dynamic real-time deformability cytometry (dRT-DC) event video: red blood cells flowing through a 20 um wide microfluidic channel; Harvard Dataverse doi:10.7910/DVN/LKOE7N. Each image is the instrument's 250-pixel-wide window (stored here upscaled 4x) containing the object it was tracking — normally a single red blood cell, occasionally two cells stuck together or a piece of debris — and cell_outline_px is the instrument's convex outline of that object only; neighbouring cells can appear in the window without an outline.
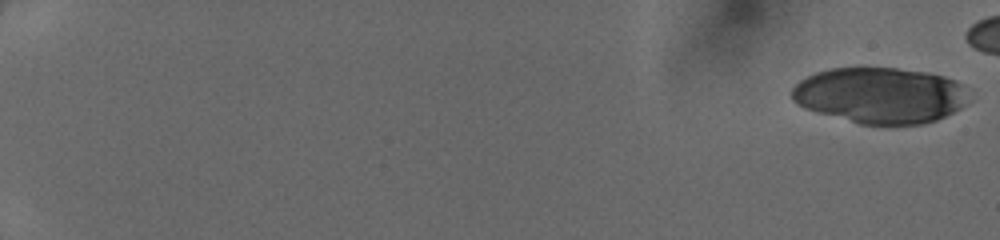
{"species": "human", "species_latin": "Homo sapiens", "temperature_condition": "cold", "stored_images_in_passage": 41, "camera_frame_rate_fps": 3000, "um_per_image_px": 0.085, "donor": {"sex": "female"}, "frame": {"image": 1, "passage_image": 1, "time_ms": 0.0, "image_size_px": [1000, 240], "cell_outline_px": [[972, 100], [968, 104], [936, 120], [920, 124], [860, 124], [816, 112], [804, 108], [796, 104], [792, 100], [792, 88], [800, 80], [816, 72], [828, 68], [896, 68], [928, 72], [944, 76], [956, 80], [960, 84]], "centroid_in_image_um": [74.82, 8.1], "position_along_channel_um": 10.2, "area_um2": 57.86}}
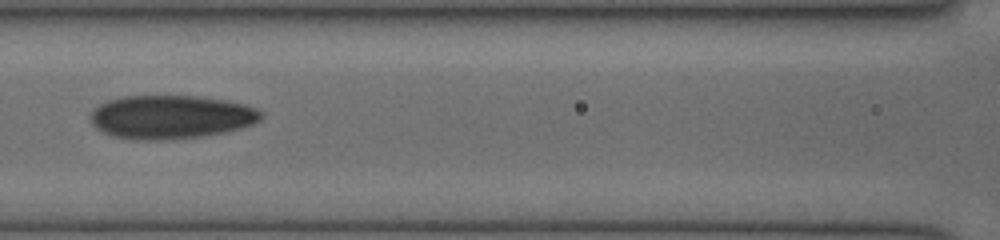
{"frame": {"image": 2, "passage_image": 27, "time_ms": 8.667, "image_size_px": [1000, 240], "cell_outline_px": [[264, 116], [260, 120], [252, 124], [240, 128], [224, 132], [200, 136], [156, 140], [136, 140], [112, 136], [96, 128], [92, 124], [92, 108], [108, 100], [124, 96], [196, 96], [228, 100], [244, 104], [256, 108], [264, 112]], "centroid_in_image_um": [14.54, 9.93], "position_along_channel_um": 152.1, "area_um2": 43.29}}
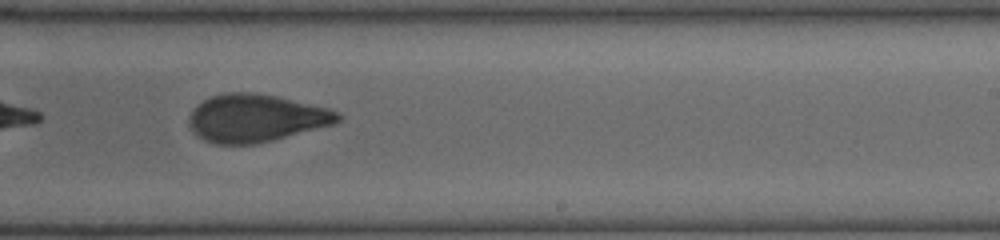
{"frame": {"image": 3, "passage_image": 35, "time_ms": 11.333, "image_size_px": [1000, 240], "cell_outline_px": [[344, 116], [340, 120], [332, 124], [272, 140], [256, 144], [216, 144], [204, 140], [192, 132], [188, 124], [188, 116], [192, 108], [196, 104], [212, 96], [228, 92], [252, 92], [276, 96], [328, 108], [340, 112]], "centroid_in_image_um": [21.7, 10.03], "position_along_channel_um": 267.3, "area_um2": 41.38}}